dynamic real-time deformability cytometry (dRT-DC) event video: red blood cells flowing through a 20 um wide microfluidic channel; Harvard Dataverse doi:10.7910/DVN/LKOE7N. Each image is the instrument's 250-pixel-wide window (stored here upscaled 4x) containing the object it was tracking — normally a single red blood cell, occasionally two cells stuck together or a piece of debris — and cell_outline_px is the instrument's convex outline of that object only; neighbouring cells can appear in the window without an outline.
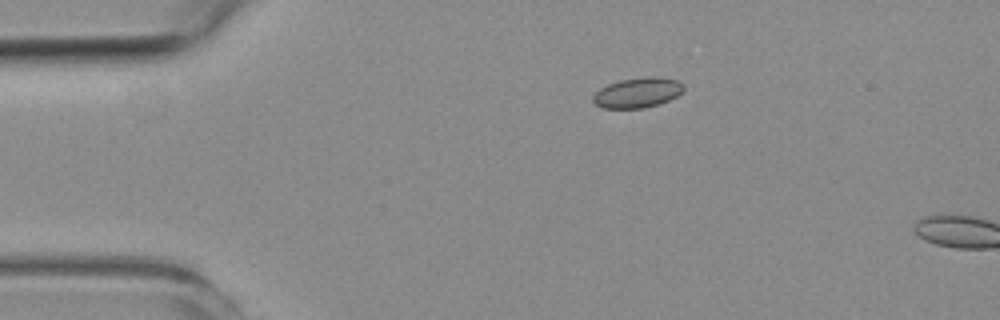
{"species": "common noctule bat (a hibernating species)", "species_latin": "Nyctalus noctula", "temperature_condition": "room temperature", "stored_images_in_passage": 2, "camera_frame_rate_fps": 3000, "um_per_image_px": 0.085, "animal": {"sex": "female", "body_mass_g": 19.3, "forearm_length_mm": 54.1}, "frame": {"image": 1, "passage_image": 1, "time_ms": 0.0, "image_size_px": [1000, 320], "cell_outline_px": [[684, 88], [676, 96], [660, 104], [644, 108], [604, 108], [596, 104], [592, 100], [592, 96], [600, 88], [608, 84], [620, 80], [648, 76], [652, 76], [676, 80], [684, 84]], "centroid_in_image_um": [54.18, 7.88], "position_along_channel_um": 30.8, "area_um2": 15.78}}